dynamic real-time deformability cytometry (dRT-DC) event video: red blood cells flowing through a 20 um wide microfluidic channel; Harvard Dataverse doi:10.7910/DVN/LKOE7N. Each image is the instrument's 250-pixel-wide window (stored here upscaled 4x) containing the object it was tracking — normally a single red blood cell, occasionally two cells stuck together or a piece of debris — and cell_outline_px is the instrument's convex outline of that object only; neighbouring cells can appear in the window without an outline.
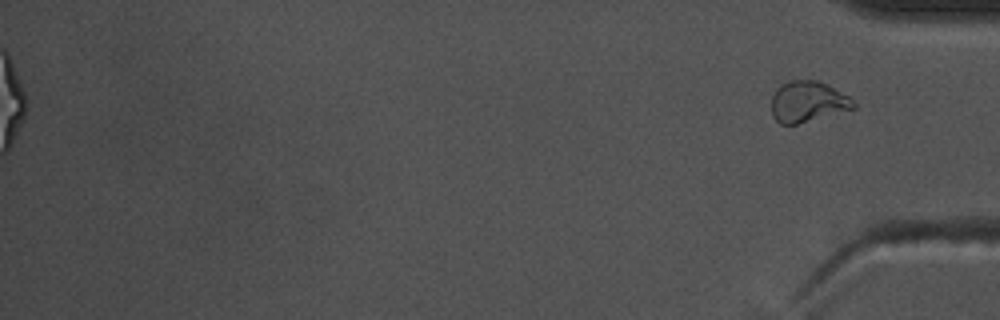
{"species": "common noctule bat (a hibernating species)", "species_latin": "Nyctalus noctula", "temperature_condition": "warm", "stored_images_in_passage": 45, "segment_of_instrument_passage": [2, 2], "camera_frame_rate_fps": 3000, "um_per_image_px": 0.085, "animal": {"sex": "male", "body_mass_g": 17.5, "forearm_length_mm": 52.3}, "frame": {"image": 1, "passage_image": 45, "time_ms": 14.667, "image_size_px": [1000, 320], "cell_outline_px": [[856, 108], [796, 124], [780, 124], [772, 116], [772, 96], [776, 88], [780, 84], [788, 80], [816, 80], [848, 96], [856, 104]], "centroid_in_image_um": [68.62, 8.64], "position_along_channel_um": 366.6, "area_um2": 19.36}}